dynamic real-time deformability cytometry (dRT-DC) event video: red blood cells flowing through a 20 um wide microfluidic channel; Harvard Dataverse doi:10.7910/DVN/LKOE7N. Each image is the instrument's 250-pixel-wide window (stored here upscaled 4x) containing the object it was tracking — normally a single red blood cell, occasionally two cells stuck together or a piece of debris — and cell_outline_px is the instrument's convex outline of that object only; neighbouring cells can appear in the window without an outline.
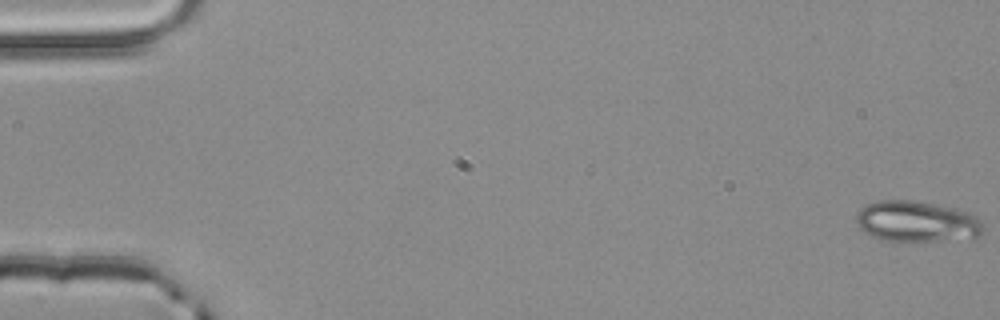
{"species": "common noctule bat (a hibernating species)", "species_latin": "Nyctalus noctula", "temperature_condition": "room temperature", "stored_images_in_passage": 5, "camera_frame_rate_fps": 3000, "um_per_image_px": 0.085, "animal": {"sex": "male", "body_mass_g": 20.4}, "frame": {"image": 1, "passage_image": 1, "time_ms": 0.0, "image_size_px": [1000, 320], "cell_outline_px": [[984, 232], [980, 236], [940, 240], [880, 240], [864, 232], [860, 228], [856, 220], [856, 212], [860, 208], [868, 204], [880, 200], [912, 200], [956, 208], [972, 212], [976, 216], [984, 228]], "centroid_in_image_um": [77.92, 18.81], "position_along_channel_um": 7.1, "area_um2": 30.11}}